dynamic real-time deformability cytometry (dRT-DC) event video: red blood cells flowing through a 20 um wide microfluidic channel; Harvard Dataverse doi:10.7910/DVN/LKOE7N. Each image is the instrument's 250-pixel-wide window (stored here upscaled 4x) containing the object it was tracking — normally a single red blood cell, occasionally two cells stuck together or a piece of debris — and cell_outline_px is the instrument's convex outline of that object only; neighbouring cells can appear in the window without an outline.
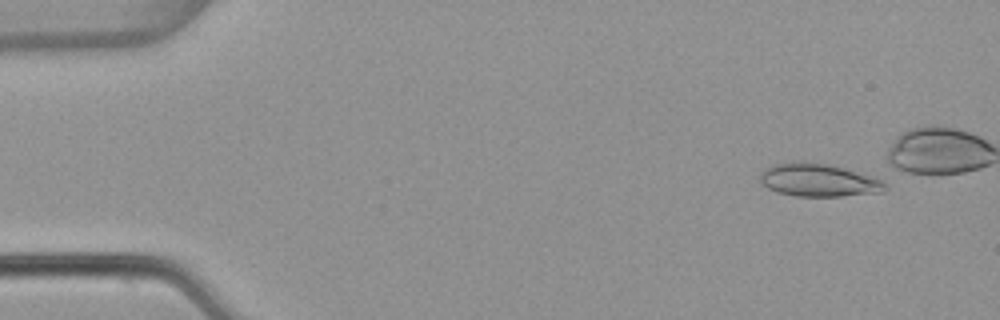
{"species": "common noctule bat (a hibernating species)", "species_latin": "Nyctalus noctula", "temperature_condition": "warm", "stored_images_in_passage": 40, "camera_frame_rate_fps": 3000, "um_per_image_px": 0.085, "animal": {"sex": "female", "body_mass_g": 22.7, "forearm_length_mm": 54.2}, "frame": {"image": 1, "passage_image": 1, "time_ms": 0.0, "image_size_px": [1000, 320], "cell_outline_px": [[888, 188], [884, 192], [840, 196], [796, 196], [776, 192], [768, 188], [760, 180], [760, 172], [776, 164], [792, 160], [800, 160], [828, 164], [844, 168], [872, 176], [880, 180]], "centroid_in_image_um": [69.56, 15.3], "position_along_channel_um": 15.4, "area_um2": 24.04}}
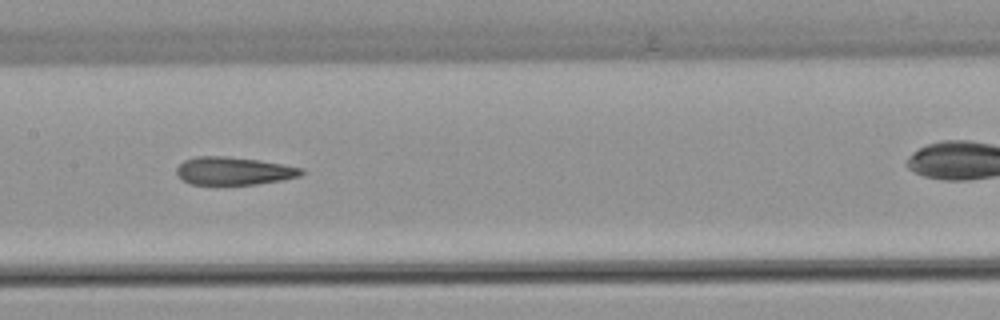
{"frame": {"image": 2, "passage_image": 23, "time_ms": 7.333, "image_size_px": [1000, 320], "cell_outline_px": [[304, 172], [300, 176], [280, 180], [256, 184], [192, 184], [184, 180], [176, 172], [176, 168], [184, 160], [196, 156], [224, 156], [260, 160], [284, 164], [304, 168]], "centroid_in_image_um": [19.89, 14.51], "position_along_channel_um": 187.5, "area_um2": 20.17}}
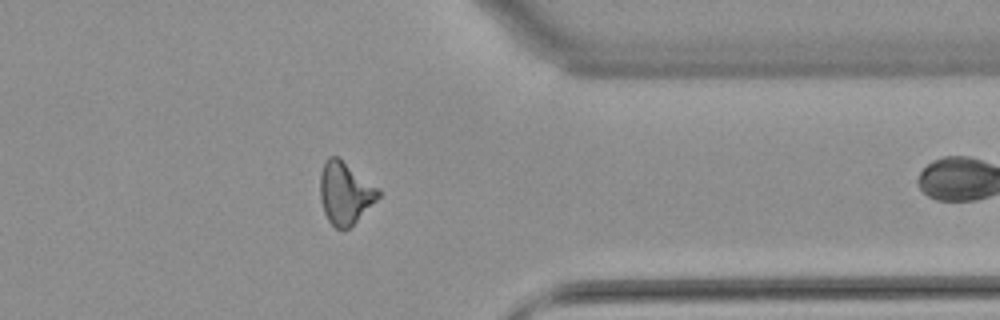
{"frame": {"image": 3, "passage_image": 39, "time_ms": 12.667, "image_size_px": [1000, 320], "cell_outline_px": [[380, 196], [348, 228], [336, 228], [328, 220], [324, 212], [320, 200], [320, 172], [328, 156], [336, 156], [376, 188], [380, 192]], "centroid_in_image_um": [29.27, 16.41], "position_along_channel_um": 382.1, "area_um2": 20.23}}